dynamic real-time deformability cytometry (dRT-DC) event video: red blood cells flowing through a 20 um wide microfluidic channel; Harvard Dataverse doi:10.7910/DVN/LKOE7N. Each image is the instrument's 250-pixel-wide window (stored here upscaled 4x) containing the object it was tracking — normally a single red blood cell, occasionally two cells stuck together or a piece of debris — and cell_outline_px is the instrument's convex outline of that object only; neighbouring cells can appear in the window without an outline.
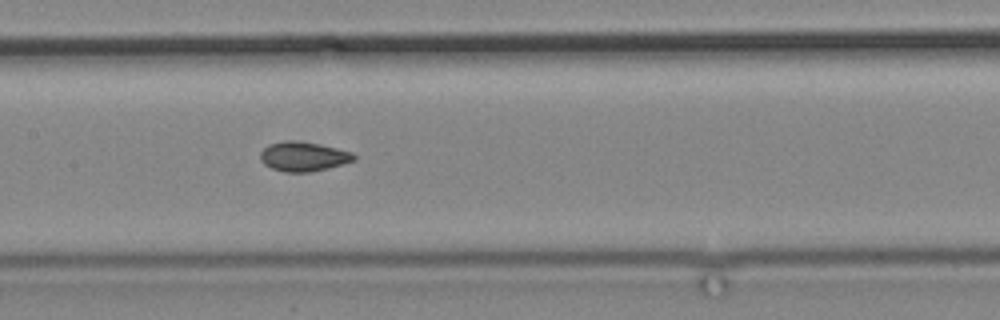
{"species": "common noctule bat (a hibernating species)", "species_latin": "Nyctalus noctula", "temperature_condition": "cold", "stored_images_in_passage": 12, "camera_frame_rate_fps": 3000, "um_per_image_px": 0.085, "animal": {"sex": "male", "body_mass_g": 19.2, "forearm_length_mm": 51.8}, "frame": {"image": 1, "passage_image": 12, "time_ms": 15.0, "image_size_px": [1000, 320], "cell_outline_px": [[356, 160], [308, 172], [284, 172], [272, 168], [264, 164], [260, 160], [260, 152], [268, 144], [288, 140], [296, 140], [336, 148], [352, 152], [356, 156]], "centroid_in_image_um": [25.74, 13.29], "position_along_channel_um": 181.7, "area_um2": 15.84}}